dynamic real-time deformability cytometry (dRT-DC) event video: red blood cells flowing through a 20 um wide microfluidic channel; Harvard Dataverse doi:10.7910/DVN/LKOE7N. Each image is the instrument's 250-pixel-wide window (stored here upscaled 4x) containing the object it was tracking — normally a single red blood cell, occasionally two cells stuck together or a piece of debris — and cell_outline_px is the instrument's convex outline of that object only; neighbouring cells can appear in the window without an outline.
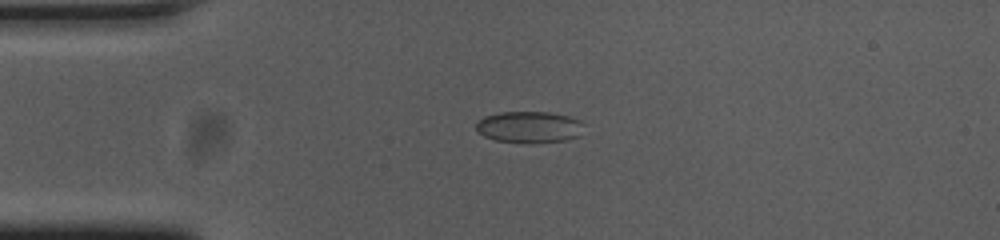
{"species": "common noctule bat (a hibernating species)", "species_latin": "Nyctalus noctula", "temperature_condition": "cold", "stored_images_in_passage": 42, "camera_frame_rate_fps": 3000, "um_per_image_px": 0.085, "animal": {"sex": "female", "body_mass_g": 23.0, "forearm_length_mm": 53.4}, "frame": {"image": 1, "passage_image": 1, "time_ms": 0.0, "image_size_px": [1000, 240], "cell_outline_px": [[580, 136], [568, 140], [532, 144], [496, 140], [484, 136], [476, 128], [476, 120], [484, 116], [500, 112], [548, 112], [568, 116], [580, 120]], "centroid_in_image_um": [44.95, 10.81], "position_along_channel_um": 40.0, "area_um2": 19.88}}
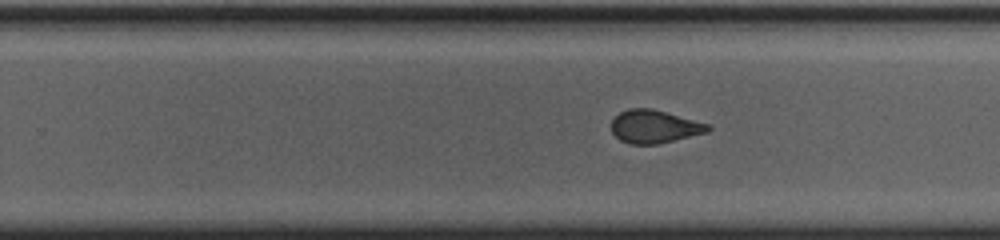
{"frame": {"image": 2, "passage_image": 22, "time_ms": 7.0, "image_size_px": [1000, 240], "cell_outline_px": [[712, 128], [708, 132], [656, 144], [628, 144], [620, 140], [612, 132], [612, 120], [620, 112], [628, 108], [652, 108], [708, 124]], "centroid_in_image_um": [55.6, 10.75], "position_along_channel_um": 274.2, "area_um2": 18.44}}
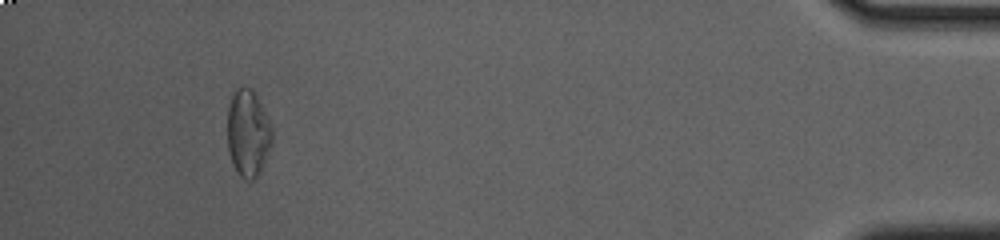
{"frame": {"image": 3, "passage_image": 39, "time_ms": 12.667, "image_size_px": [1000, 240], "cell_outline_px": [[272, 144], [260, 172], [252, 180], [244, 180], [240, 176], [228, 152], [228, 108], [232, 96], [236, 88], [252, 88], [272, 128]], "centroid_in_image_um": [21.08, 11.34], "position_along_channel_um": 414.1, "area_um2": 22.25}, "authors_computed_cell_mechanics": {"area_um2": 19.4208, "velocity_mm_per_s": 3.6995, "shape_relaxation_time_tau1_ms": null, "shape_relaxation_time_tau2_ms": 1.4716, "deformation_change_tau1": null, "deformation_change_tau2": 0.059}}